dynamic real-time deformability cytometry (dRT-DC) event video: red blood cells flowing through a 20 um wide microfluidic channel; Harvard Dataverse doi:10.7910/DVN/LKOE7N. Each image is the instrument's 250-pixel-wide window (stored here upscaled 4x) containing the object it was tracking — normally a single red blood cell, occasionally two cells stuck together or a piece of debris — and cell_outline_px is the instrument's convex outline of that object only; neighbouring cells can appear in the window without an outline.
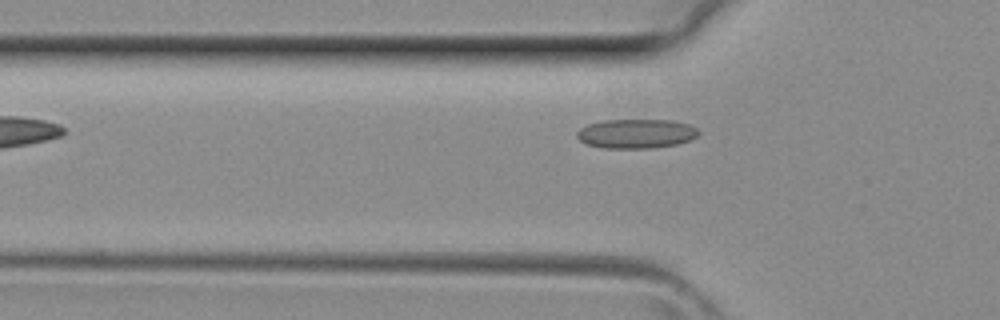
{"species": "common noctule bat (a hibernating species)", "species_latin": "Nyctalus noctula", "temperature_condition": "room temperature", "stored_images_in_passage": 5, "camera_frame_rate_fps": 3000, "um_per_image_px": 0.085, "animal": {"sex": "female", "body_mass_g": 29.2, "forearm_length_mm": 56.3}, "frame": {"image": 1, "passage_image": 5, "time_ms": 1.333, "image_size_px": [1000, 320], "cell_outline_px": [[700, 132], [696, 136], [688, 140], [676, 144], [652, 148], [604, 148], [584, 144], [576, 136], [576, 132], [580, 128], [588, 124], [600, 120], [672, 120], [688, 124], [696, 128]], "centroid_in_image_um": [54.02, 11.36], "position_along_channel_um": 71.8, "area_um2": 20.81}}